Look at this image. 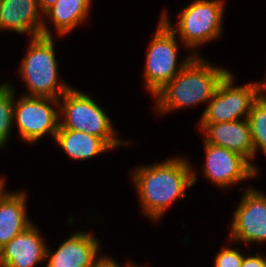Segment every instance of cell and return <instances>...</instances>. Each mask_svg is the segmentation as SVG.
<instances>
[{"label": "cell", "mask_w": 266, "mask_h": 267, "mask_svg": "<svg viewBox=\"0 0 266 267\" xmlns=\"http://www.w3.org/2000/svg\"><path fill=\"white\" fill-rule=\"evenodd\" d=\"M28 219L25 192L6 193L0 199V249L33 224Z\"/></svg>", "instance_id": "15"}, {"label": "cell", "mask_w": 266, "mask_h": 267, "mask_svg": "<svg viewBox=\"0 0 266 267\" xmlns=\"http://www.w3.org/2000/svg\"><path fill=\"white\" fill-rule=\"evenodd\" d=\"M36 225L29 226L0 249V267H35L45 262L47 246Z\"/></svg>", "instance_id": "13"}, {"label": "cell", "mask_w": 266, "mask_h": 267, "mask_svg": "<svg viewBox=\"0 0 266 267\" xmlns=\"http://www.w3.org/2000/svg\"><path fill=\"white\" fill-rule=\"evenodd\" d=\"M198 57L195 56L154 95L158 112L162 114L211 100L219 83L230 71Z\"/></svg>", "instance_id": "2"}, {"label": "cell", "mask_w": 266, "mask_h": 267, "mask_svg": "<svg viewBox=\"0 0 266 267\" xmlns=\"http://www.w3.org/2000/svg\"><path fill=\"white\" fill-rule=\"evenodd\" d=\"M247 120L251 131L254 156L260 148L266 154V99L259 95L251 106Z\"/></svg>", "instance_id": "18"}, {"label": "cell", "mask_w": 266, "mask_h": 267, "mask_svg": "<svg viewBox=\"0 0 266 267\" xmlns=\"http://www.w3.org/2000/svg\"><path fill=\"white\" fill-rule=\"evenodd\" d=\"M4 182L5 180H3V177L1 178L0 176V199L7 193L4 191V187H5Z\"/></svg>", "instance_id": "25"}, {"label": "cell", "mask_w": 266, "mask_h": 267, "mask_svg": "<svg viewBox=\"0 0 266 267\" xmlns=\"http://www.w3.org/2000/svg\"><path fill=\"white\" fill-rule=\"evenodd\" d=\"M230 232L231 241H266V195L247 188L234 212Z\"/></svg>", "instance_id": "10"}, {"label": "cell", "mask_w": 266, "mask_h": 267, "mask_svg": "<svg viewBox=\"0 0 266 267\" xmlns=\"http://www.w3.org/2000/svg\"><path fill=\"white\" fill-rule=\"evenodd\" d=\"M265 92H266V79H265V81L263 83H259V95L261 97H263L264 99H266V93Z\"/></svg>", "instance_id": "24"}, {"label": "cell", "mask_w": 266, "mask_h": 267, "mask_svg": "<svg viewBox=\"0 0 266 267\" xmlns=\"http://www.w3.org/2000/svg\"><path fill=\"white\" fill-rule=\"evenodd\" d=\"M59 114L64 115L59 127L86 132L101 138L111 149L128 144L116 136L112 123L91 96L70 87L60 98Z\"/></svg>", "instance_id": "4"}, {"label": "cell", "mask_w": 266, "mask_h": 267, "mask_svg": "<svg viewBox=\"0 0 266 267\" xmlns=\"http://www.w3.org/2000/svg\"><path fill=\"white\" fill-rule=\"evenodd\" d=\"M204 145V174L216 186L225 189L258 174L257 167L242 155L207 142H204Z\"/></svg>", "instance_id": "9"}, {"label": "cell", "mask_w": 266, "mask_h": 267, "mask_svg": "<svg viewBox=\"0 0 266 267\" xmlns=\"http://www.w3.org/2000/svg\"><path fill=\"white\" fill-rule=\"evenodd\" d=\"M224 8V0H195L179 14V22L174 25L177 29H173L166 13L160 19L179 34L185 46L196 48L220 36Z\"/></svg>", "instance_id": "5"}, {"label": "cell", "mask_w": 266, "mask_h": 267, "mask_svg": "<svg viewBox=\"0 0 266 267\" xmlns=\"http://www.w3.org/2000/svg\"><path fill=\"white\" fill-rule=\"evenodd\" d=\"M39 9H41L40 12H42V15L51 8L58 0H37Z\"/></svg>", "instance_id": "23"}, {"label": "cell", "mask_w": 266, "mask_h": 267, "mask_svg": "<svg viewBox=\"0 0 266 267\" xmlns=\"http://www.w3.org/2000/svg\"><path fill=\"white\" fill-rule=\"evenodd\" d=\"M59 103V99L49 97L26 96V94L18 100L14 97L13 119H16L20 137L31 144L46 134L55 138L60 114L57 111L59 109L53 106H59Z\"/></svg>", "instance_id": "8"}, {"label": "cell", "mask_w": 266, "mask_h": 267, "mask_svg": "<svg viewBox=\"0 0 266 267\" xmlns=\"http://www.w3.org/2000/svg\"><path fill=\"white\" fill-rule=\"evenodd\" d=\"M241 267H266V258L261 255L243 257Z\"/></svg>", "instance_id": "21"}, {"label": "cell", "mask_w": 266, "mask_h": 267, "mask_svg": "<svg viewBox=\"0 0 266 267\" xmlns=\"http://www.w3.org/2000/svg\"><path fill=\"white\" fill-rule=\"evenodd\" d=\"M229 72L219 83L204 110L200 123H221L247 119L253 102L259 97V83L233 86Z\"/></svg>", "instance_id": "7"}, {"label": "cell", "mask_w": 266, "mask_h": 267, "mask_svg": "<svg viewBox=\"0 0 266 267\" xmlns=\"http://www.w3.org/2000/svg\"><path fill=\"white\" fill-rule=\"evenodd\" d=\"M152 42L146 56L144 80L147 89L155 95L166 84H168L195 56L197 52L188 55L186 59L177 66L178 44L176 35L160 19Z\"/></svg>", "instance_id": "6"}, {"label": "cell", "mask_w": 266, "mask_h": 267, "mask_svg": "<svg viewBox=\"0 0 266 267\" xmlns=\"http://www.w3.org/2000/svg\"><path fill=\"white\" fill-rule=\"evenodd\" d=\"M99 247V241L93 235L76 232L63 241L53 254L47 247L45 260L49 262L46 267H94L99 260Z\"/></svg>", "instance_id": "12"}, {"label": "cell", "mask_w": 266, "mask_h": 267, "mask_svg": "<svg viewBox=\"0 0 266 267\" xmlns=\"http://www.w3.org/2000/svg\"><path fill=\"white\" fill-rule=\"evenodd\" d=\"M200 127L206 134L204 142L236 152L249 162L254 158V147L247 119L221 123H200Z\"/></svg>", "instance_id": "14"}, {"label": "cell", "mask_w": 266, "mask_h": 267, "mask_svg": "<svg viewBox=\"0 0 266 267\" xmlns=\"http://www.w3.org/2000/svg\"><path fill=\"white\" fill-rule=\"evenodd\" d=\"M135 264L127 263L125 267H135ZM94 267H122L116 263V261L110 257H100Z\"/></svg>", "instance_id": "22"}, {"label": "cell", "mask_w": 266, "mask_h": 267, "mask_svg": "<svg viewBox=\"0 0 266 267\" xmlns=\"http://www.w3.org/2000/svg\"><path fill=\"white\" fill-rule=\"evenodd\" d=\"M14 91L10 84L0 85V148L8 141L14 122Z\"/></svg>", "instance_id": "19"}, {"label": "cell", "mask_w": 266, "mask_h": 267, "mask_svg": "<svg viewBox=\"0 0 266 267\" xmlns=\"http://www.w3.org/2000/svg\"><path fill=\"white\" fill-rule=\"evenodd\" d=\"M190 165L184 158H172L136 167L132 180L144 214L159 220L171 203L185 198V190L197 181Z\"/></svg>", "instance_id": "1"}, {"label": "cell", "mask_w": 266, "mask_h": 267, "mask_svg": "<svg viewBox=\"0 0 266 267\" xmlns=\"http://www.w3.org/2000/svg\"><path fill=\"white\" fill-rule=\"evenodd\" d=\"M237 248L221 247L215 258V267H241L243 255Z\"/></svg>", "instance_id": "20"}, {"label": "cell", "mask_w": 266, "mask_h": 267, "mask_svg": "<svg viewBox=\"0 0 266 267\" xmlns=\"http://www.w3.org/2000/svg\"><path fill=\"white\" fill-rule=\"evenodd\" d=\"M27 50L19 69L29 90L26 96L59 99L70 86L58 81L53 37H32Z\"/></svg>", "instance_id": "3"}, {"label": "cell", "mask_w": 266, "mask_h": 267, "mask_svg": "<svg viewBox=\"0 0 266 267\" xmlns=\"http://www.w3.org/2000/svg\"><path fill=\"white\" fill-rule=\"evenodd\" d=\"M91 1L58 0L43 15L53 22L57 34L62 36L71 32L87 18Z\"/></svg>", "instance_id": "17"}, {"label": "cell", "mask_w": 266, "mask_h": 267, "mask_svg": "<svg viewBox=\"0 0 266 267\" xmlns=\"http://www.w3.org/2000/svg\"><path fill=\"white\" fill-rule=\"evenodd\" d=\"M54 139L73 160L90 159L111 149L101 138L63 127L58 128Z\"/></svg>", "instance_id": "16"}, {"label": "cell", "mask_w": 266, "mask_h": 267, "mask_svg": "<svg viewBox=\"0 0 266 267\" xmlns=\"http://www.w3.org/2000/svg\"><path fill=\"white\" fill-rule=\"evenodd\" d=\"M37 0H2L0 5V30H10L32 37L51 36L39 14Z\"/></svg>", "instance_id": "11"}]
</instances>
